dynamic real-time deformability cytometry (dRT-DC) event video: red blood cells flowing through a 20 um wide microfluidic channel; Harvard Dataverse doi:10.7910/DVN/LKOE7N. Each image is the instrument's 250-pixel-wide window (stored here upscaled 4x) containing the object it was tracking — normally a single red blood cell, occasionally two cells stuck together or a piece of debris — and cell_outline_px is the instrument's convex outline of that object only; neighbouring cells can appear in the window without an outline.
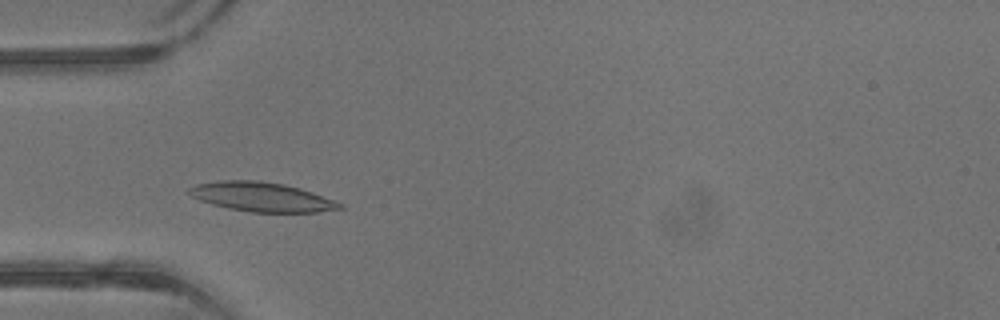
{"species": "common noctule bat (a hibernating species)", "species_latin": "Nyctalus noctula", "temperature_condition": "warm", "stored_images_in_passage": 37, "camera_frame_rate_fps": 3000, "um_per_image_px": 0.085, "animal": {"sex": "male", "body_mass_g": 13.3}, "frame": {"image": 1, "passage_image": 9, "time_ms": 2.667, "image_size_px": [1000, 320], "cell_outline_px": [[344, 208], [316, 212], [252, 212], [228, 208], [212, 204], [200, 200], [192, 196], [188, 192], [188, 188], [196, 184], [224, 180], [260, 180], [284, 184], [300, 188], [312, 192], [344, 204]], "centroid_in_image_um": [22.25, 16.73], "position_along_channel_um": 62.7, "area_um2": 25.61}}
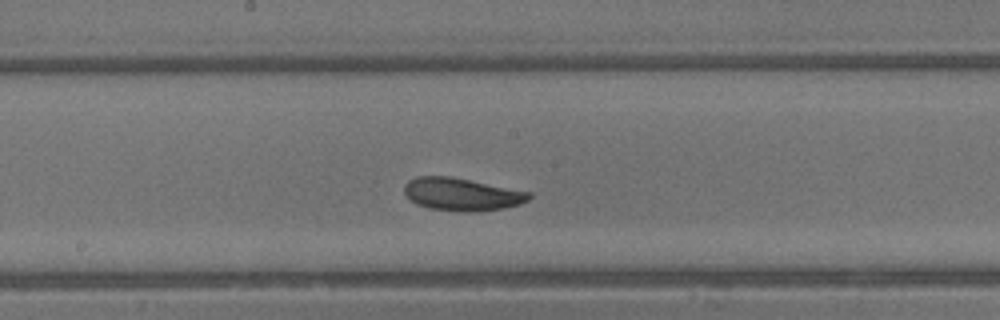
{"frame": {"image": 2, "passage_image": 18, "time_ms": 5.667, "image_size_px": [1000, 320], "cell_outline_px": [[532, 196], [528, 200], [520, 204], [504, 208], [480, 212], [460, 212], [428, 208], [416, 204], [404, 192], [404, 184], [408, 180], [416, 176], [452, 176], [532, 192]], "centroid_in_image_um": [39.27, 16.51], "position_along_channel_um": 208.9, "area_um2": 24.16}}
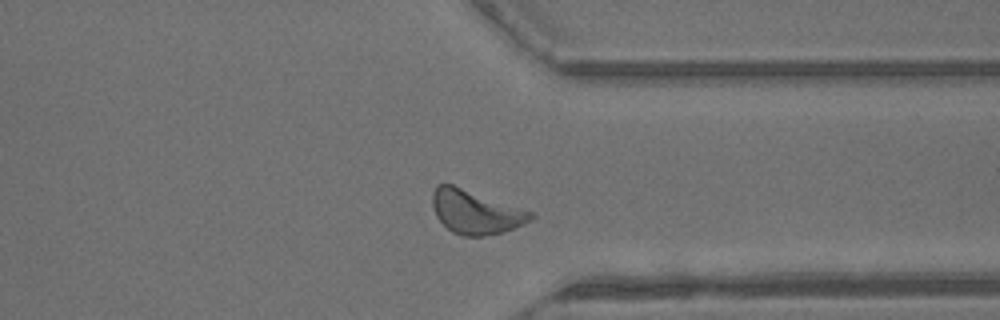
{"frame": {"image": 3, "passage_image": 28, "time_ms": 9.0, "image_size_px": [1000, 320], "cell_outline_px": [[536, 216], [504, 232], [484, 236], [464, 236], [452, 232], [436, 216], [432, 204], [432, 192], [436, 184], [452, 184], [536, 212]], "centroid_in_image_um": [40.42, 18.0], "position_along_channel_um": 371.0, "area_um2": 25.09}, "authors_computed_cell_mechanics": {"area_um2": 23.8714, "velocity_mm_per_s": 4.924, "shape_relaxation_time_tau1_ms": 3.6443, "shape_relaxation_time_tau2_ms": 6.1915, "deformation_change_tau1": 0.139, "deformation_change_tau2": 0.1601}}